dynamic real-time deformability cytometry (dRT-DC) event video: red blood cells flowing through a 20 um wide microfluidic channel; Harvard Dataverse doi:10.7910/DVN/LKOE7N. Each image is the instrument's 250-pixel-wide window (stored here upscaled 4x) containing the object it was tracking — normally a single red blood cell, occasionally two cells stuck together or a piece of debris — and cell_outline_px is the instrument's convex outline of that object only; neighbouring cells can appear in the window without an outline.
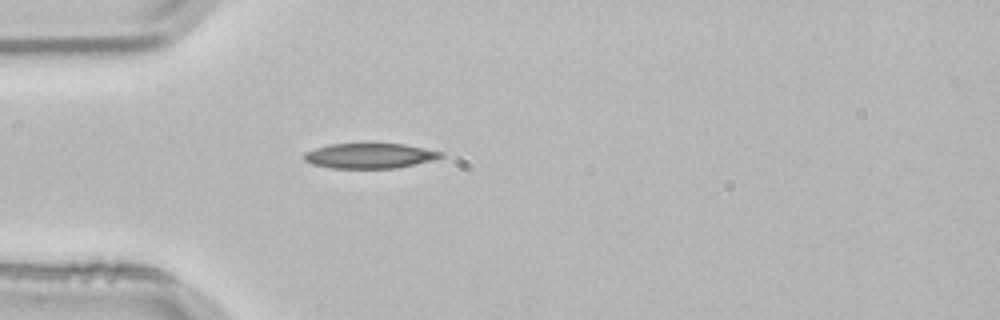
{"species": "common noctule bat (a hibernating species)", "species_latin": "Nyctalus noctula", "temperature_condition": "room temperature", "stored_images_in_passage": 2, "camera_frame_rate_fps": 3000, "um_per_image_px": 0.085, "animal": {"sex": "male", "body_mass_g": 21.5, "forearm_length_mm": 52.0}, "frame": {"image": 1, "passage_image": 2, "time_ms": 0.333, "image_size_px": [1000, 320], "cell_outline_px": [[444, 156], [436, 160], [396, 168], [332, 168], [312, 164], [304, 160], [304, 152], [316, 148], [332, 144], [404, 144], [444, 152]], "centroid_in_image_um": [31.47, 13.25], "position_along_channel_um": 53.5, "area_um2": 20.0}}